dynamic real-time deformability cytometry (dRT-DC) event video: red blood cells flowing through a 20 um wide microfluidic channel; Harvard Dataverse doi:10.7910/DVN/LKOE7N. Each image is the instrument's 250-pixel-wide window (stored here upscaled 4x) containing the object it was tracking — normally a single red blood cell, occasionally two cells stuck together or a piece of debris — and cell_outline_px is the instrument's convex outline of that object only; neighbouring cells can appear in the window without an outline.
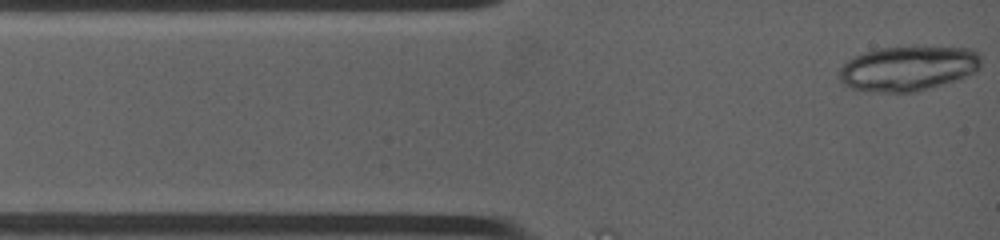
{"species": "common noctule bat (a hibernating species)", "species_latin": "Nyctalus noctula", "temperature_condition": "warm", "stored_images_in_passage": 2, "camera_frame_rate_fps": 4500, "um_per_image_px": 0.085, "animal": {"sex": "female", "body_mass_g": 19.0, "forearm_length_mm": 53.3}, "frame": {"image": 1, "passage_image": 1, "time_ms": 0.0, "image_size_px": [1000, 240], "cell_outline_px": [[980, 64], [972, 72], [964, 76], [916, 92], [888, 92], [852, 88], [844, 84], [840, 80], [840, 68], [848, 60], [856, 56], [868, 52], [884, 48], [964, 48], [976, 52], [980, 56]], "centroid_in_image_um": [77.14, 5.83], "position_along_channel_um": 7.9, "area_um2": 35.55}}